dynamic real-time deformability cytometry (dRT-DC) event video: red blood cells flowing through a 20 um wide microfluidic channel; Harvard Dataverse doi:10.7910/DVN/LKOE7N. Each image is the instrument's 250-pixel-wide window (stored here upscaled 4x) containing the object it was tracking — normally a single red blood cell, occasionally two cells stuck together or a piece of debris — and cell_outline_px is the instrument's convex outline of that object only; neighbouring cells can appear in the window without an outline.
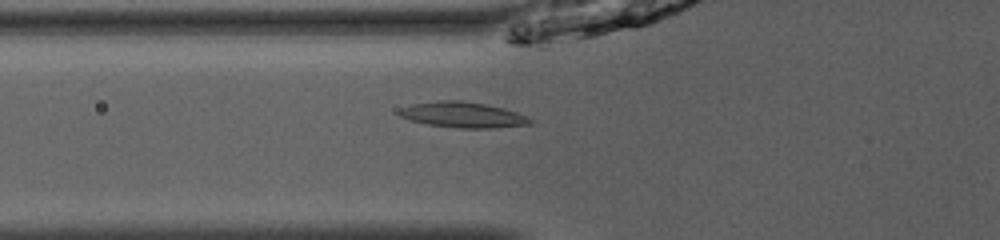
{"species": "common noctule bat (a hibernating species)", "species_latin": "Nyctalus noctula", "temperature_condition": "room temperature", "stored_images_in_passage": 41, "camera_frame_rate_fps": 3000, "um_per_image_px": 0.085, "animal": {"sex": "male", "body_mass_g": 13.0, "forearm_length_mm": 53.1}, "frame": {"image": 1, "passage_image": 10, "time_ms": 3.0, "image_size_px": [1000, 240], "cell_outline_px": [[536, 120], [532, 124], [496, 128], [456, 128], [428, 124], [408, 120], [400, 116], [396, 112], [400, 108], [412, 104], [436, 100], [460, 100], [484, 104], [504, 108], [528, 116]], "centroid_in_image_um": [39.36, 9.76], "position_along_channel_um": 86.4, "area_um2": 19.88}}
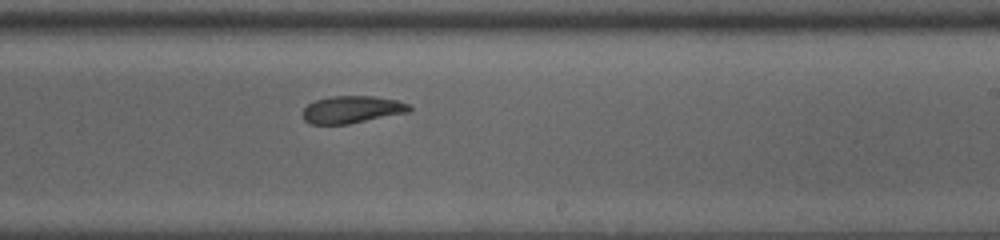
{"frame": {"image": 2, "passage_image": 23, "time_ms": 7.333, "image_size_px": [1000, 240], "cell_outline_px": [[412, 108], [408, 112], [348, 124], [312, 124], [304, 120], [304, 108], [308, 104], [316, 100], [328, 96], [372, 96], [396, 100], [408, 104]], "centroid_in_image_um": [29.9, 9.3], "position_along_channel_um": 259.1, "area_um2": 16.76}}
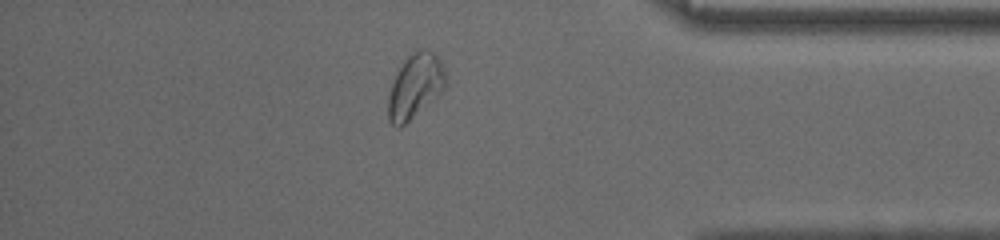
{"frame": {"image": 3, "passage_image": 35, "time_ms": 11.333, "image_size_px": [1000, 240], "cell_outline_px": [[448, 80], [444, 88], [400, 128], [396, 128], [388, 120], [388, 96], [392, 84], [404, 60], [412, 52], [420, 48], [428, 48], [436, 52], [444, 68]], "centroid_in_image_um": [35.3, 7.27], "position_along_channel_um": 399.9, "area_um2": 21.39}, "authors_computed_cell_mechanics": {"area_um2": 18.207, "velocity_mm_per_s": 3.972, "shape_relaxation_time_tau1_ms": 5.6004, "shape_relaxation_time_tau2_ms": 2.0734, "deformation_change_tau1": 0.1254, "deformation_change_tau2": 0.0717}}